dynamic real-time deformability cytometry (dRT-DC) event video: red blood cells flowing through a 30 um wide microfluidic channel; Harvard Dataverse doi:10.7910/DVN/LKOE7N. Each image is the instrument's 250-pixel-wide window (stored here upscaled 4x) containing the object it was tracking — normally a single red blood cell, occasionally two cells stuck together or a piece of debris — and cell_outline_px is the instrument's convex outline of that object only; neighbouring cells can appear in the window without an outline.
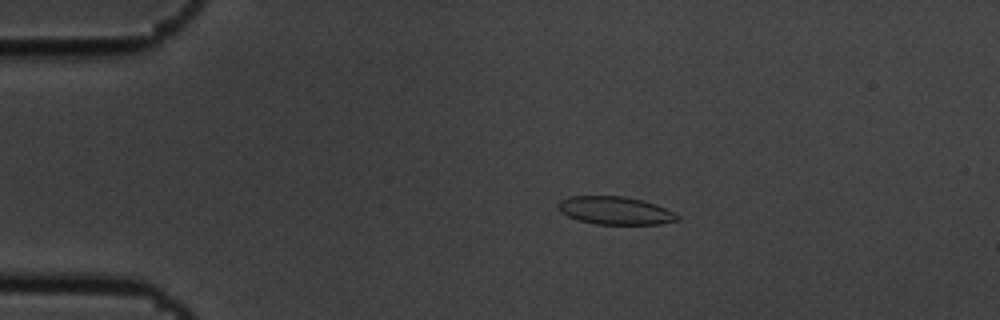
{"species": "common noctule bat (a hibernating species)", "species_latin": "Nyctalus noctula", "temperature_condition": "cold", "stored_images_in_passage": 4, "camera_frame_rate_fps": 3000, "um_per_image_px": 0.085, "animal": {"sex": "male", "body_mass_g": 19.5, "forearm_length_mm": 54.6}, "frame": {"image": 1, "passage_image": 3, "time_ms": 0.667, "image_size_px": [1000, 320], "cell_outline_px": [[680, 220], [660, 224], [596, 224], [580, 220], [568, 216], [560, 212], [560, 200], [568, 196], [624, 196], [656, 204], [680, 216]], "centroid_in_image_um": [52.31, 17.9], "position_along_channel_um": 32.7, "area_um2": 19.19}}